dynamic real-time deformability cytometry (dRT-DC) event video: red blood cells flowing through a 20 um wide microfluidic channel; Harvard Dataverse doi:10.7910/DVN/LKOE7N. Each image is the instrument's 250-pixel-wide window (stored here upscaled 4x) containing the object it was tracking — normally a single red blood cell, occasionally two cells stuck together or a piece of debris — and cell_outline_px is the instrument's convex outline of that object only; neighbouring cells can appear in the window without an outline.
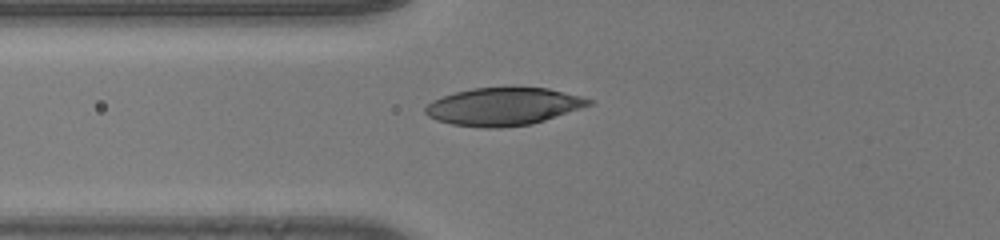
{"species": "human", "species_latin": "Homo sapiens", "temperature_condition": "room temperature", "stored_images_in_passage": 37, "camera_frame_rate_fps": 3000, "um_per_image_px": 0.085, "donor": {"sex": "male"}, "frame": {"image": 1, "passage_image": 8, "time_ms": 2.333, "image_size_px": [1000, 240], "cell_outline_px": [[592, 104], [532, 124], [500, 128], [484, 128], [452, 124], [436, 120], [428, 116], [424, 112], [424, 108], [432, 100], [456, 92], [472, 88], [548, 88], [580, 96], [592, 100]], "centroid_in_image_um": [42.74, 9.06], "position_along_channel_um": 83.1, "area_um2": 35.55}}
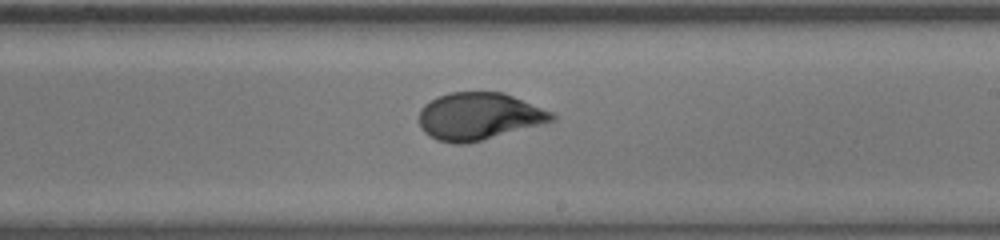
{"frame": {"image": 2, "passage_image": 20, "time_ms": 6.333, "image_size_px": [1000, 240], "cell_outline_px": [[556, 120], [480, 140], [464, 144], [456, 144], [436, 140], [424, 132], [420, 124], [420, 108], [424, 104], [436, 96], [448, 92], [504, 92], [552, 112], [556, 116]], "centroid_in_image_um": [40.67, 9.87], "position_along_channel_um": 248.3, "area_um2": 36.36}}
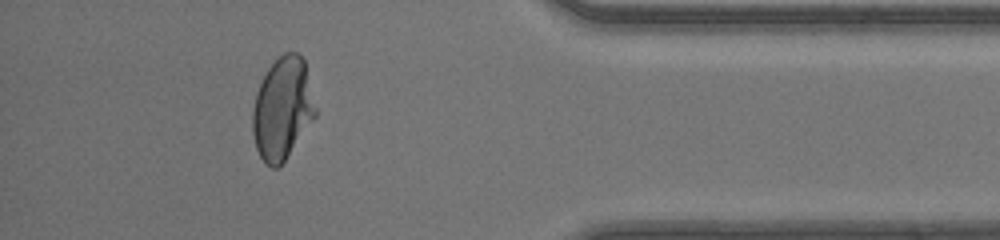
{"frame": {"image": 3, "passage_image": 33, "time_ms": 10.667, "image_size_px": [1000, 240], "cell_outline_px": [[316, 116], [284, 160], [276, 168], [272, 168], [264, 164], [256, 148], [252, 132], [252, 108], [256, 92], [268, 68], [284, 52], [296, 52], [304, 60], [316, 108]], "centroid_in_image_um": [23.99, 9.24], "position_along_channel_um": 411.2, "area_um2": 37.11}, "authors_computed_cell_mechanics": {"area_um2": 36.5874, "velocity_mm_per_s": 4.2054, "shape_relaxation_time_tau1_ms": 5.1916, "shape_relaxation_time_tau2_ms": null, "deformation_change_tau1": 0.2228, "deformation_change_tau2": null}}